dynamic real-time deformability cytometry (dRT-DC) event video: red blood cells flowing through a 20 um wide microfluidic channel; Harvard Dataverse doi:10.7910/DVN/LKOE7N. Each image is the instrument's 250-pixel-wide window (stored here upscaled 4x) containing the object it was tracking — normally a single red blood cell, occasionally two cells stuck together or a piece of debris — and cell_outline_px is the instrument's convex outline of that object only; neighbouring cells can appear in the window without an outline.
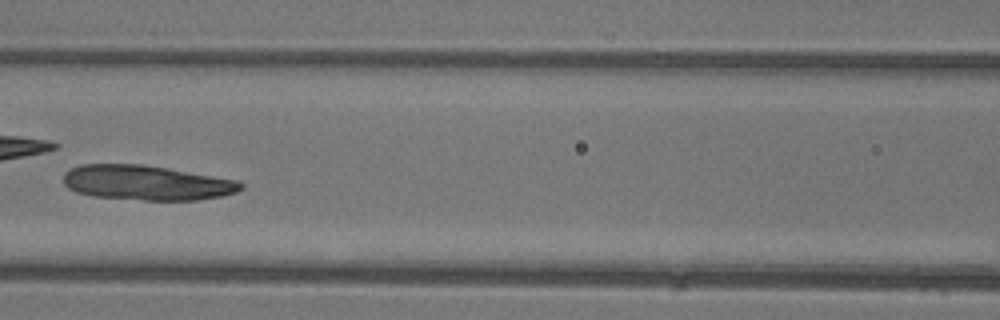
{"species": "common noctule bat (a hibernating species)", "species_latin": "Nyctalus noctula", "temperature_condition": "warm", "stored_images_in_passage": 30, "camera_frame_rate_fps": 3000, "um_per_image_px": 0.085, "animal": {"sex": "female"}, "frame": {"image": 1, "passage_image": 13, "time_ms": 4.0, "image_size_px": [1000, 320], "cell_outline_px": [[244, 188], [236, 192], [224, 196], [200, 200], [144, 200], [92, 196], [76, 192], [68, 188], [64, 184], [64, 172], [80, 164], [144, 164], [240, 180], [244, 184]], "centroid_in_image_um": [12.5, 15.53], "position_along_channel_um": 154.1, "area_um2": 36.41}}